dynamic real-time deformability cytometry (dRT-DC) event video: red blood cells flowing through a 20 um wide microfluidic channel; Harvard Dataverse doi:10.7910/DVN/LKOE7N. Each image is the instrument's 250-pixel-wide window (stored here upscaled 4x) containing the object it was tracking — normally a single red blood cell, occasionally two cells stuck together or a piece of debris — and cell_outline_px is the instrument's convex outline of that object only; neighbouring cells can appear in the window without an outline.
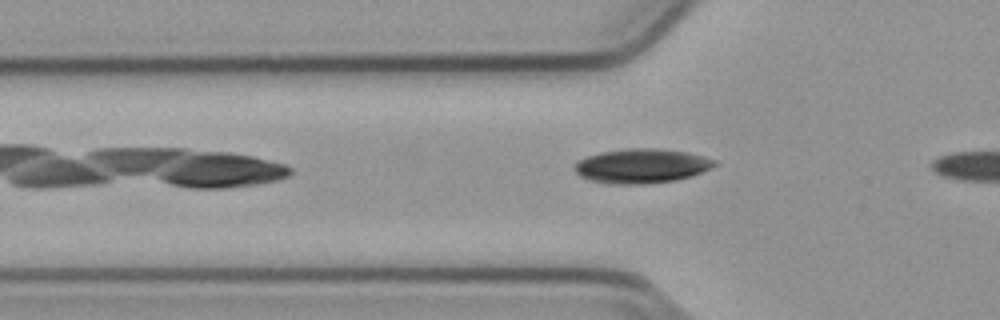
{"species": "common noctule bat (a hibernating species)", "species_latin": "Nyctalus noctula", "temperature_condition": "cold", "stored_images_in_passage": 5, "camera_frame_rate_fps": 3000, "um_per_image_px": 0.085, "animal": {"sex": "male", "body_mass_g": 23.1, "forearm_length_mm": 52.7}, "frame": {"image": 1, "passage_image": 3, "time_ms": 0.667, "image_size_px": [1000, 320], "cell_outline_px": [[720, 164], [692, 176], [676, 180], [648, 184], [608, 184], [588, 180], [580, 176], [576, 172], [576, 164], [580, 160], [588, 156], [600, 152], [628, 148], [660, 148], [684, 152], [704, 156], [716, 160]], "centroid_in_image_um": [54.57, 14.11], "position_along_channel_um": 71.2, "area_um2": 28.21}}